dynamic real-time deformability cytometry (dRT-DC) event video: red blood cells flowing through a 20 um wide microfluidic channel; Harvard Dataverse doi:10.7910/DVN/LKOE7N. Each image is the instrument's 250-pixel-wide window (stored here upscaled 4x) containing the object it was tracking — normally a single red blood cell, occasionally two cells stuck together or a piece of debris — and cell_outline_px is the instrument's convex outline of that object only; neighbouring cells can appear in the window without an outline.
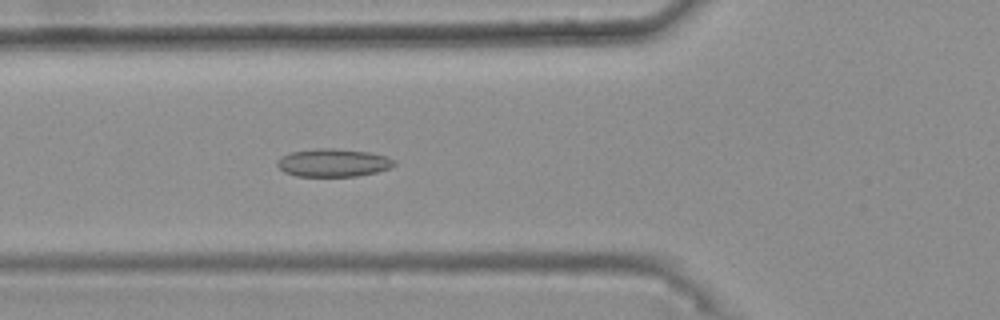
{"species": "common noctule bat (a hibernating species)", "species_latin": "Nyctalus noctula", "temperature_condition": "warm", "stored_images_in_passage": 34, "camera_frame_rate_fps": 3000, "um_per_image_px": 0.085, "animal": {"sex": "female", "body_mass_g": 25.1}, "frame": {"image": 1, "passage_image": 11, "time_ms": 3.333, "image_size_px": [1000, 320], "cell_outline_px": [[396, 164], [388, 168], [376, 172], [356, 176], [296, 176], [284, 172], [276, 164], [284, 156], [292, 152], [316, 148], [332, 148], [368, 152], [388, 156], [396, 160]], "centroid_in_image_um": [28.36, 13.83], "position_along_channel_um": 97.4, "area_um2": 18.9}}
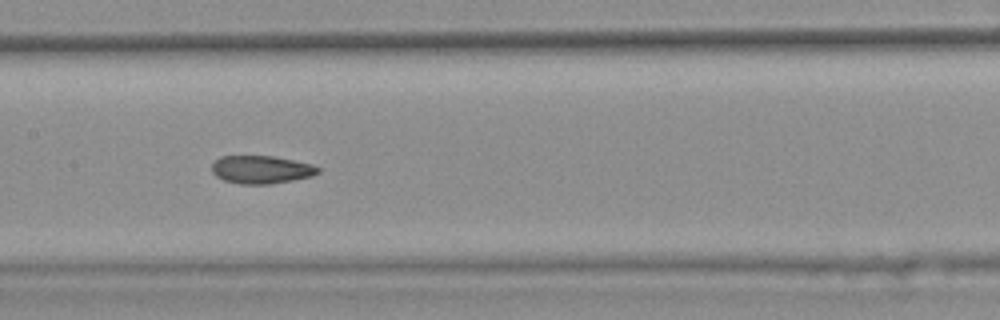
{"frame": {"image": 2, "passage_image": 18, "time_ms": 5.667, "image_size_px": [1000, 320], "cell_outline_px": [[320, 172], [312, 176], [292, 180], [268, 184], [240, 184], [224, 180], [216, 176], [212, 172], [212, 164], [220, 156], [272, 156], [312, 164], [320, 168]], "centroid_in_image_um": [22.2, 14.41], "position_along_channel_um": 185.2, "area_um2": 17.22}}
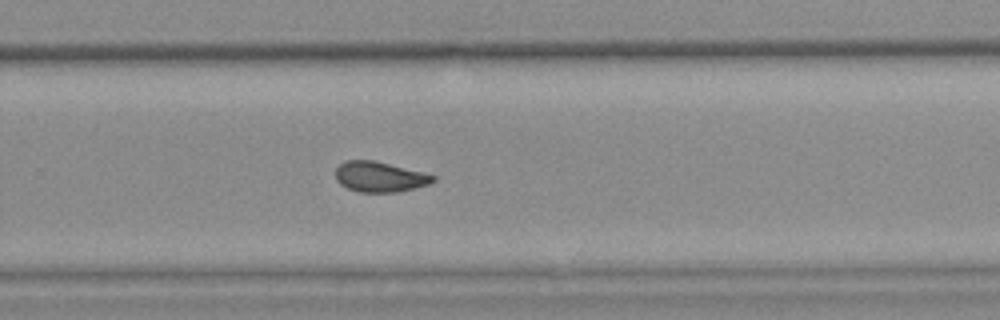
{"frame": {"image": 3, "passage_image": 27, "time_ms": 8.667, "image_size_px": [1000, 320], "cell_outline_px": [[436, 180], [428, 184], [396, 192], [360, 192], [348, 188], [340, 184], [336, 180], [336, 168], [344, 160], [376, 160], [424, 172], [436, 176]], "centroid_in_image_um": [32.27, 15.01], "position_along_channel_um": 297.5, "area_um2": 17.28}, "authors_computed_cell_mechanics": {"area_um2": 17.9469, "velocity_mm_per_s": 3.75, "shape_relaxation_time_tau1_ms": null, "shape_relaxation_time_tau2_ms": 2.1598, "deformation_change_tau1": null, "deformation_change_tau2": 0.0881}}